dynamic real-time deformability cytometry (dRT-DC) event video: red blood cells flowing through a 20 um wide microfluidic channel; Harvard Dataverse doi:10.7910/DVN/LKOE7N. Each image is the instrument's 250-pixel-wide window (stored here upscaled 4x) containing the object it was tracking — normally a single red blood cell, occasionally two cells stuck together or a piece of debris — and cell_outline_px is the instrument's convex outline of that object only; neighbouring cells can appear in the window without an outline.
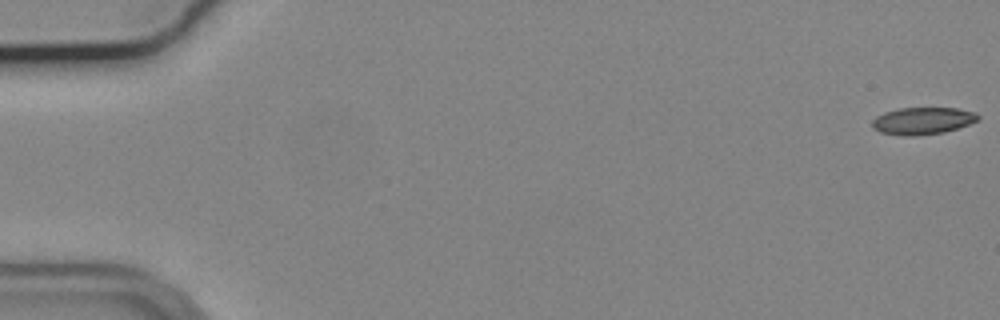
{"species": "common noctule bat (a hibernating species)", "species_latin": "Nyctalus noctula", "temperature_condition": "cold", "stored_images_in_passage": 9, "camera_frame_rate_fps": 3000, "um_per_image_px": 0.085, "animal": {"sex": "male", "body_mass_g": 19.2, "forearm_length_mm": 51.8}, "frame": {"image": 1, "passage_image": 1, "time_ms": 0.0, "image_size_px": [1000, 320], "cell_outline_px": [[980, 120], [944, 132], [912, 136], [904, 136], [880, 132], [872, 128], [872, 120], [876, 116], [884, 112], [900, 108], [956, 108], [976, 112], [980, 116]], "centroid_in_image_um": [78.42, 10.26], "position_along_channel_um": 6.6, "area_um2": 16.76}}